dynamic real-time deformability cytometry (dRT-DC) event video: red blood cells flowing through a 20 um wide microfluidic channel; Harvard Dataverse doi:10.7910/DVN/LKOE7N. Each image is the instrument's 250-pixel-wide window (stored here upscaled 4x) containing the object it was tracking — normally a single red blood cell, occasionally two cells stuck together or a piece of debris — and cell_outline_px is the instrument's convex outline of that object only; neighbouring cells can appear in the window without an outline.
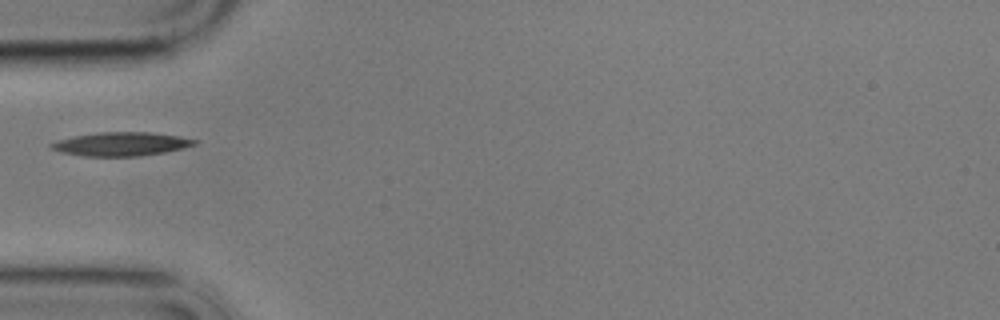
{"species": "common noctule bat (a hibernating species)", "species_latin": "Nyctalus noctula", "temperature_condition": "cold", "stored_images_in_passage": 41, "camera_frame_rate_fps": 3000, "um_per_image_px": 0.085, "animal": {"sex": "male", "body_mass_g": 17.9}, "frame": {"image": 1, "passage_image": 1, "time_ms": 0.0, "image_size_px": [1000, 320], "cell_outline_px": [[200, 140], [196, 144], [164, 152], [140, 156], [84, 156], [60, 152], [48, 148], [48, 144], [56, 140], [76, 136], [100, 132], [148, 132], [180, 136]], "centroid_in_image_um": [10.26, 12.24], "position_along_channel_um": 74.7, "area_um2": 19.77}}
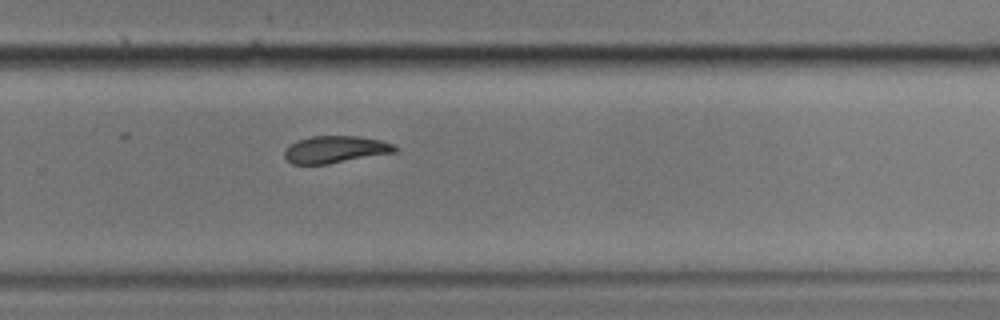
{"frame": {"image": 2, "passage_image": 21, "time_ms": 6.667, "image_size_px": [1000, 320], "cell_outline_px": [[400, 148], [396, 152], [328, 164], [292, 164], [284, 156], [284, 152], [296, 140], [312, 136], [356, 136], [380, 140], [392, 144]], "centroid_in_image_um": [28.52, 12.7], "position_along_channel_um": 301.3, "area_um2": 17.34}}
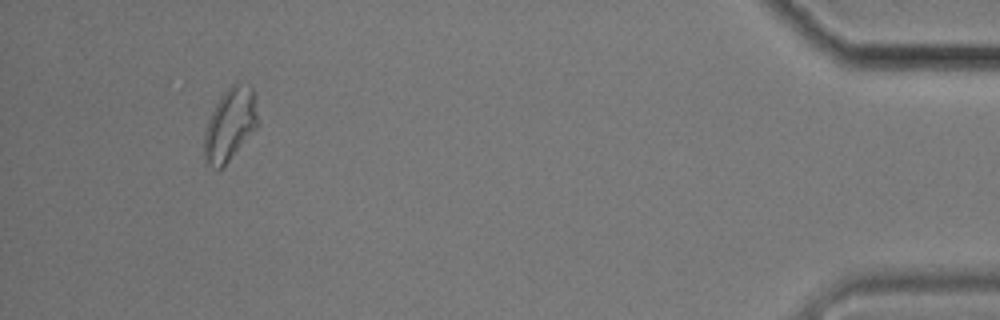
{"frame": {"image": 3, "passage_image": 37, "time_ms": 12.0, "image_size_px": [1000, 320], "cell_outline_px": [[256, 128], [228, 160], [220, 168], [216, 168], [204, 164], [204, 132], [208, 120], [216, 104], [224, 92], [236, 80], [252, 88], [256, 112]], "centroid_in_image_um": [19.5, 10.58], "position_along_channel_um": 415.7, "area_um2": 22.02}}